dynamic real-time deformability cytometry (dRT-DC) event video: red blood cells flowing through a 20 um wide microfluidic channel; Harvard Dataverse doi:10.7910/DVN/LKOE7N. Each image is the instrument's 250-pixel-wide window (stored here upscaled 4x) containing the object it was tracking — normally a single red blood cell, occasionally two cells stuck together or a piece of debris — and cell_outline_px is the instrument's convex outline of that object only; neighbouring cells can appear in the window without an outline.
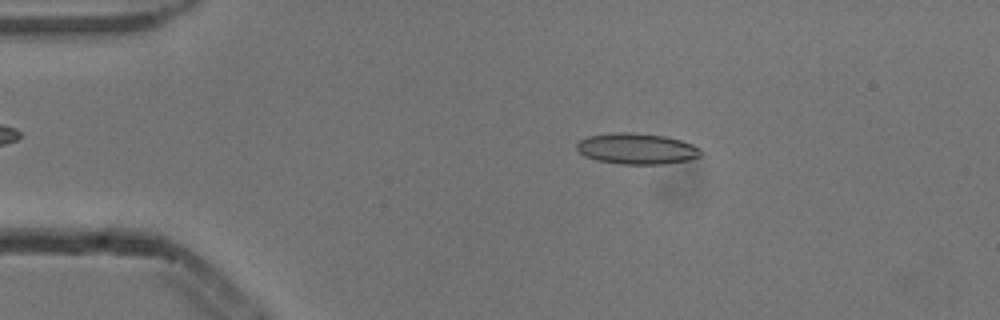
{"species": "common noctule bat (a hibernating species)", "species_latin": "Nyctalus noctula", "temperature_condition": "cold", "stored_images_in_passage": 5, "camera_frame_rate_fps": 3000, "um_per_image_px": 0.085, "animal": {"sex": "male", "body_mass_g": 13.3}, "frame": {"image": 1, "passage_image": 2, "time_ms": 0.333, "image_size_px": [1000, 320], "cell_outline_px": [[700, 156], [688, 160], [664, 164], [620, 164], [596, 160], [584, 156], [576, 148], [576, 144], [580, 140], [588, 136], [612, 132], [632, 132], [668, 136], [692, 144], [700, 148]], "centroid_in_image_um": [54.11, 12.63], "position_along_channel_um": 30.9, "area_um2": 22.54}}
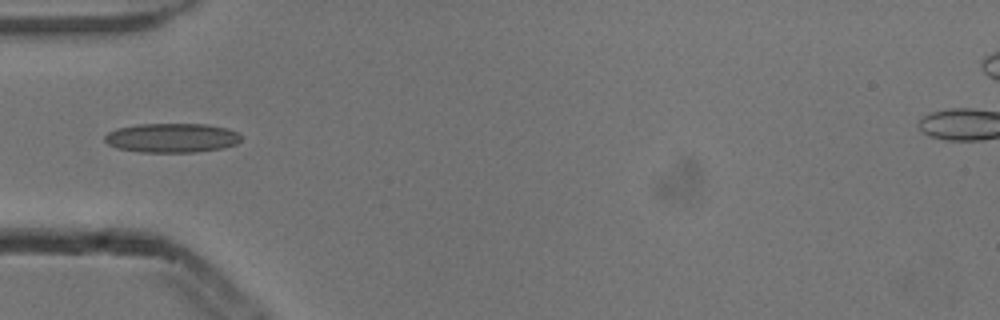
{"frame": {"image": 2, "passage_image": 4, "time_ms": 1.0, "image_size_px": [1000, 320], "cell_outline_px": [[240, 140], [236, 144], [224, 148], [196, 152], [140, 152], [116, 148], [108, 144], [104, 140], [104, 136], [108, 132], [116, 128], [140, 124], [208, 124], [228, 128], [236, 132], [240, 136]], "centroid_in_image_um": [14.59, 11.72], "position_along_channel_um": 70.4, "area_um2": 23.41}}
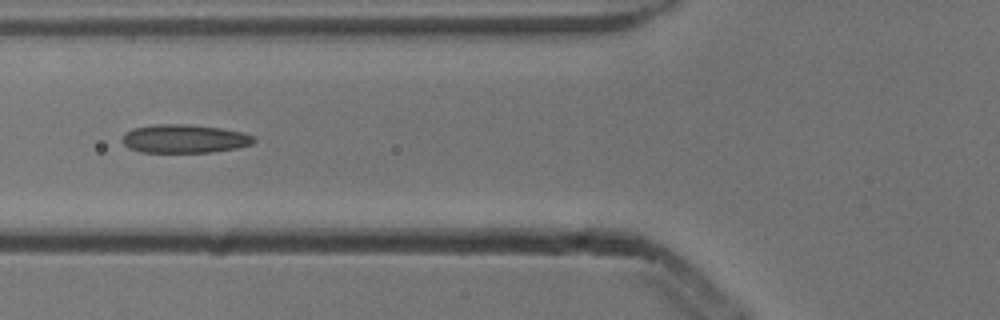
{"frame": {"image": 3, "passage_image": 5, "time_ms": 1.333, "image_size_px": [1000, 320], "cell_outline_px": [[256, 140], [252, 144], [236, 148], [212, 152], [140, 152], [128, 148], [120, 140], [124, 132], [132, 128], [156, 124], [188, 124], [220, 128], [244, 132], [252, 136]], "centroid_in_image_um": [15.63, 11.79], "position_along_channel_um": 110.2, "area_um2": 22.02}}